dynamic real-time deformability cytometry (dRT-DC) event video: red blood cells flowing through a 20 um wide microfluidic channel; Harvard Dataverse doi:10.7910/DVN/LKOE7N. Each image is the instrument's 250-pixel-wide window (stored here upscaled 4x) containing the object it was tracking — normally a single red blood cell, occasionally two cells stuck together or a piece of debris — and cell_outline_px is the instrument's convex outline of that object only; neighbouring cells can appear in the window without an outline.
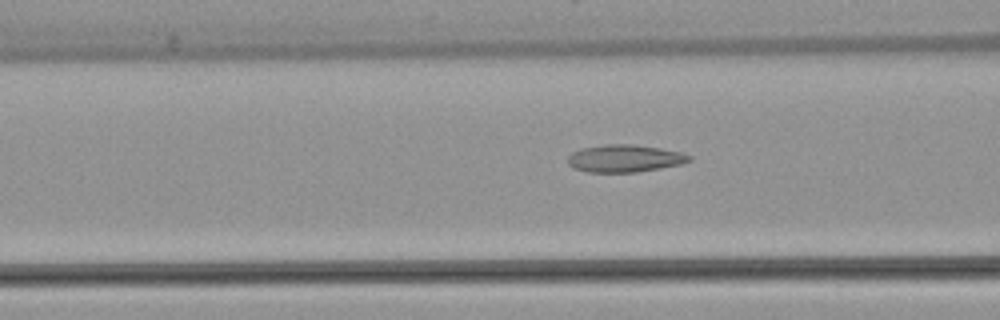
{"species": "common noctule bat (a hibernating species)", "species_latin": "Nyctalus noctula", "temperature_condition": "warm", "stored_images_in_passage": 53, "camera_frame_rate_fps": 3000, "um_per_image_px": 0.085, "animal": {"sex": "female", "body_mass_g": 22.7, "forearm_length_mm": 54.2}, "frame": {"image": 1, "passage_image": 21, "time_ms": 6.667, "image_size_px": [1000, 320], "cell_outline_px": [[692, 160], [680, 164], [660, 168], [636, 172], [588, 172], [576, 168], [568, 164], [568, 156], [572, 152], [580, 148], [604, 144], [632, 144], [660, 148], [680, 152], [692, 156]], "centroid_in_image_um": [53.09, 13.45], "position_along_channel_um": 113.5, "area_um2": 19.36}}
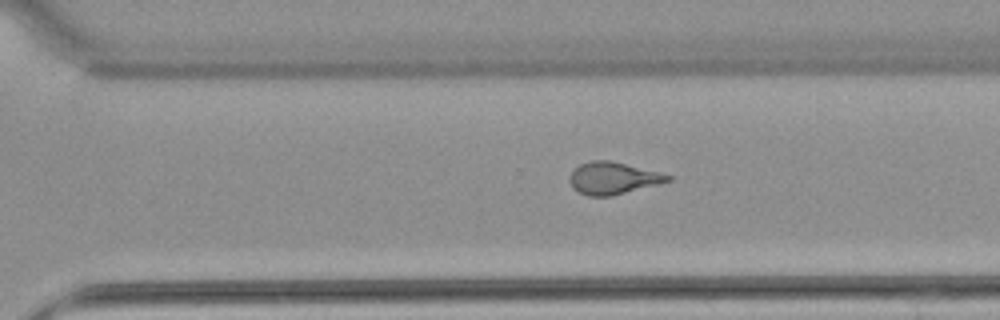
{"frame": {"image": 2, "passage_image": 37, "time_ms": 12.0, "image_size_px": [1000, 320], "cell_outline_px": [[672, 180], [660, 184], [608, 196], [588, 196], [572, 188], [568, 180], [568, 176], [580, 164], [592, 160], [612, 160], [660, 172], [672, 176]], "centroid_in_image_um": [52.1, 15.13], "position_along_channel_um": 318.5, "area_um2": 18.44}}
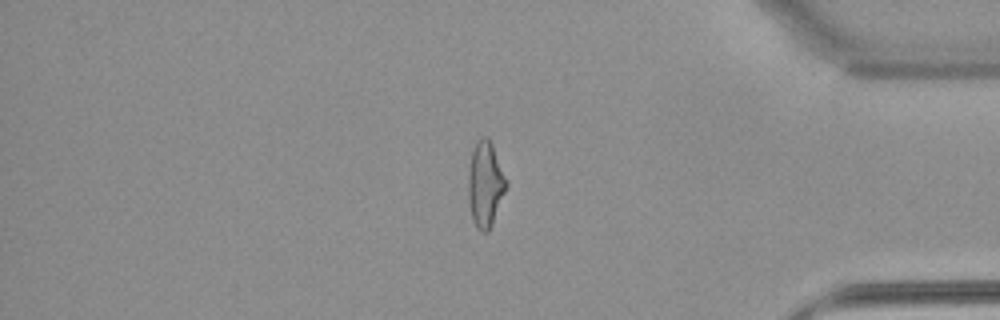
{"frame": {"image": 3, "passage_image": 45, "time_ms": 14.667, "image_size_px": [1000, 320], "cell_outline_px": [[508, 184], [492, 224], [488, 232], [480, 232], [476, 228], [472, 220], [468, 196], [468, 168], [472, 152], [476, 140], [480, 136], [488, 136], [492, 144], [508, 180]], "centroid_in_image_um": [41.25, 15.64], "position_along_channel_um": 394.0, "area_um2": 19.25}, "authors_computed_cell_mechanics": {"area_um2": 19.941, "velocity_mm_per_s": 3.8448, "shape_relaxation_time_tau1_ms": null, "shape_relaxation_time_tau2_ms": 1.3505, "deformation_change_tau1": null, "deformation_change_tau2": 0.1023}}